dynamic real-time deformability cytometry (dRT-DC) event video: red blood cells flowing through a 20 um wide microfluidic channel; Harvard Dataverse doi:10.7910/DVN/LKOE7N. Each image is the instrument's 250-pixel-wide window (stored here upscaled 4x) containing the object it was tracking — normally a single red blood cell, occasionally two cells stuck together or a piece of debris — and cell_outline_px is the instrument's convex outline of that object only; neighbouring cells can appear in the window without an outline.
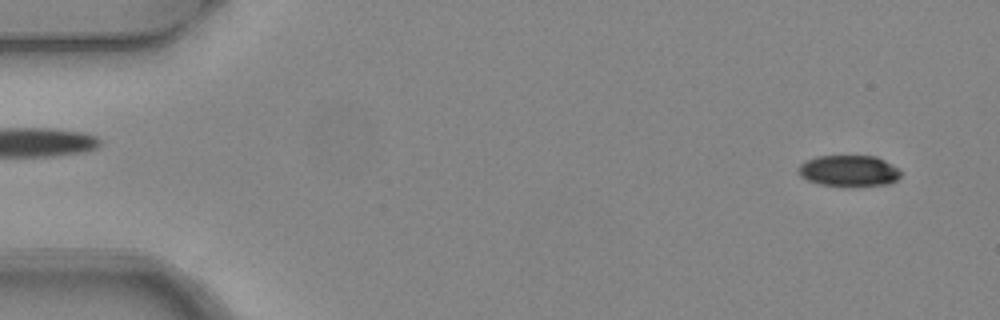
{"species": "common noctule bat (a hibernating species)", "species_latin": "Nyctalus noctula", "temperature_condition": "warm", "stored_images_in_passage": 4, "camera_frame_rate_fps": 3000, "um_per_image_px": 0.085, "animal": {"sex": "female", "body_mass_g": 24.6, "forearm_length_mm": 56.2}, "frame": {"image": 1, "passage_image": 1, "time_ms": 0.0, "image_size_px": [1000, 320], "cell_outline_px": [[900, 176], [896, 180], [888, 184], [820, 184], [808, 180], [800, 176], [800, 164], [816, 156], [876, 156], [900, 168]], "centroid_in_image_um": [72.18, 14.48], "position_along_channel_um": 12.8, "area_um2": 17.92}}
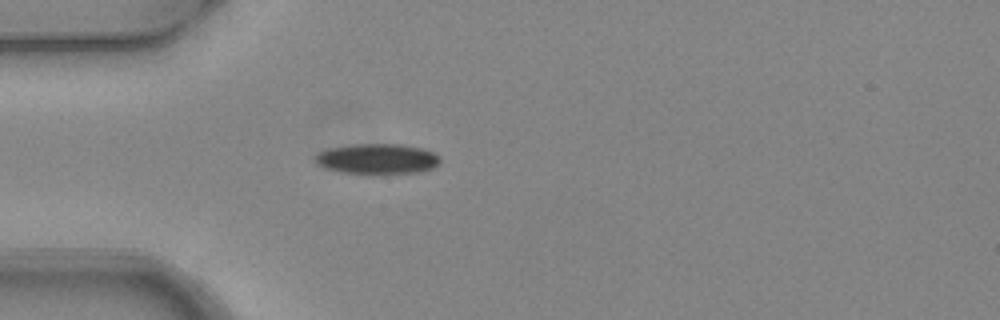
{"frame": {"image": 2, "passage_image": 4, "time_ms": 1.0, "image_size_px": [1000, 320], "cell_outline_px": [[440, 164], [432, 168], [420, 172], [344, 172], [328, 168], [320, 164], [316, 160], [316, 152], [328, 148], [352, 144], [400, 144], [420, 148], [432, 152], [440, 156]], "centroid_in_image_um": [32.1, 13.47], "position_along_channel_um": 52.9, "area_um2": 21.44}}